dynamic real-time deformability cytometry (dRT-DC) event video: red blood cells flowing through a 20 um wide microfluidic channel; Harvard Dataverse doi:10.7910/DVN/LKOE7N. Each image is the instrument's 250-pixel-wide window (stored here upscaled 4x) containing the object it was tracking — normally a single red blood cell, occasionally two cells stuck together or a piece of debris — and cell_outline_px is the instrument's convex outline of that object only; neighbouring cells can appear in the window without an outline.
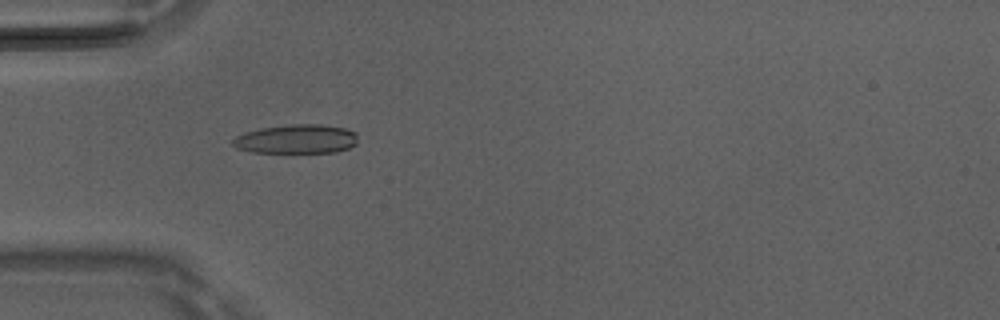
{"species": "Egyptian fruit bat (a non-hibernating species)", "species_latin": "Rousettus aegyptiacus", "temperature_condition": "room temperature", "stored_images_in_passage": 50, "camera_frame_rate_fps": 3000, "um_per_image_px": 0.085, "animal": {"sex": "male"}, "frame": {"image": 1, "passage_image": 16, "time_ms": 5.0, "image_size_px": [1000, 320], "cell_outline_px": [[356, 144], [348, 148], [336, 152], [252, 152], [236, 148], [232, 144], [232, 140], [236, 136], [244, 132], [260, 128], [292, 124], [320, 124], [344, 128], [356, 132]], "centroid_in_image_um": [25.17, 11.81], "position_along_channel_um": 59.8, "area_um2": 21.15}}
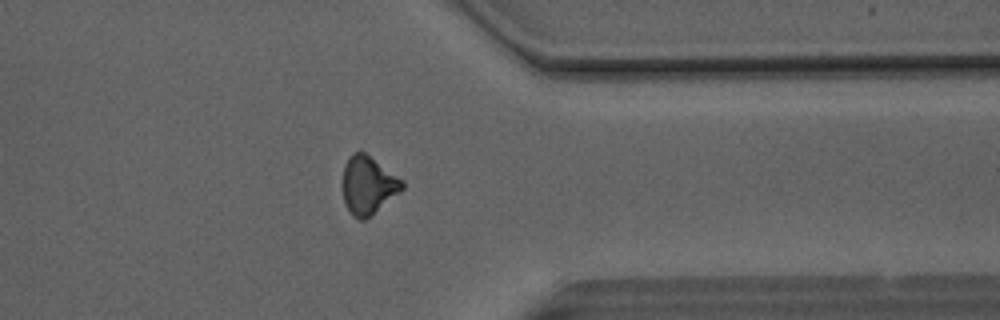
{"frame": {"image": 2, "passage_image": 40, "time_ms": 13.0, "image_size_px": [1000, 320], "cell_outline_px": [[404, 188], [400, 192], [364, 220], [360, 220], [352, 216], [344, 204], [340, 184], [344, 164], [348, 156], [352, 152], [364, 152], [404, 180]], "centroid_in_image_um": [31.23, 15.73], "position_along_channel_um": 380.2, "area_um2": 20.52}}
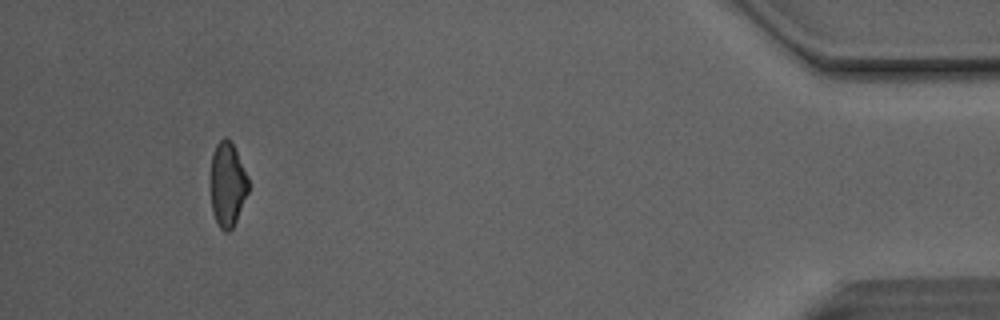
{"frame": {"image": 3, "passage_image": 47, "time_ms": 15.333, "image_size_px": [1000, 320], "cell_outline_px": [[248, 192], [236, 220], [232, 228], [228, 232], [224, 232], [220, 228], [212, 212], [208, 184], [208, 180], [212, 152], [216, 144], [224, 136], [232, 144], [248, 176]], "centroid_in_image_um": [19.27, 15.68], "position_along_channel_um": 415.9, "area_um2": 19.02}, "authors_computed_cell_mechanics": {"area_um2": 20.3456, "velocity_mm_per_s": 4.1462, "shape_relaxation_time_tau1_ms": 8.2924, "shape_relaxation_time_tau2_ms": 4.5512, "deformation_change_tau1": 0.2065, "deformation_change_tau2": 0.1398}}